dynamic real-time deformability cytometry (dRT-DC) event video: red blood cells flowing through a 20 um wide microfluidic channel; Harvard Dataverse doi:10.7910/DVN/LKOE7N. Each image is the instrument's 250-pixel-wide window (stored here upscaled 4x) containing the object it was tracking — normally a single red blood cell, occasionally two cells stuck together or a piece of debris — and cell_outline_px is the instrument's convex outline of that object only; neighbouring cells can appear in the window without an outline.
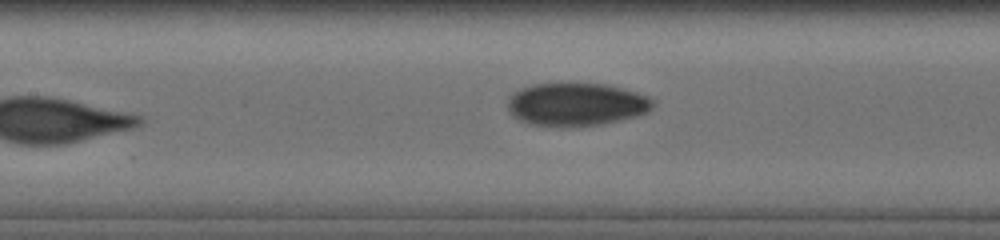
{"species": "human", "species_latin": "Homo sapiens", "temperature_condition": "cold", "stored_images_in_passage": 15, "camera_frame_rate_fps": 3000, "um_per_image_px": 0.085, "donor": {"sex": "male"}, "frame": {"image": 1, "passage_image": 15, "time_ms": 8.667, "image_size_px": [1000, 240], "cell_outline_px": [[656, 100], [652, 108], [648, 112], [636, 116], [600, 124], [568, 128], [528, 124], [512, 116], [508, 112], [508, 96], [520, 88], [532, 84], [604, 84], [636, 92], [648, 96]], "centroid_in_image_um": [48.95, 8.89], "position_along_channel_um": 158.4, "area_um2": 36.7}}